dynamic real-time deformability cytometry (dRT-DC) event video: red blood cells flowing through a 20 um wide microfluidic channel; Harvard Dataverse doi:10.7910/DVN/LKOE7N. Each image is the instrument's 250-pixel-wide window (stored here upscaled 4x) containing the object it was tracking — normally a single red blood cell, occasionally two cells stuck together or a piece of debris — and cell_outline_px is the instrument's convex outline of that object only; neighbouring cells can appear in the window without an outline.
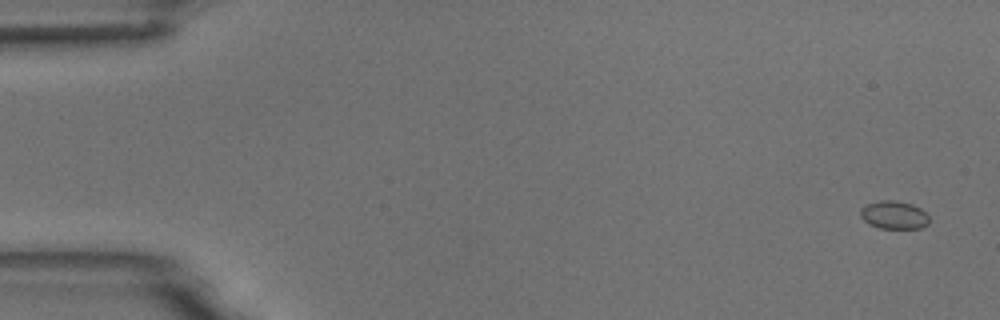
{"species": "common noctule bat (a hibernating species)", "species_latin": "Nyctalus noctula", "temperature_condition": "room temperature", "stored_images_in_passage": 6, "camera_frame_rate_fps": 3000, "um_per_image_px": 0.085, "animal": {"sex": "male", "body_mass_g": 18.8}, "frame": {"image": 1, "passage_image": 1, "time_ms": 0.0, "image_size_px": [1000, 320], "cell_outline_px": [[928, 224], [920, 228], [880, 228], [868, 224], [860, 216], [860, 208], [864, 204], [880, 200], [896, 200], [912, 204], [920, 208], [928, 216]], "centroid_in_image_um": [75.94, 18.26], "position_along_channel_um": 9.1, "area_um2": 11.33}}
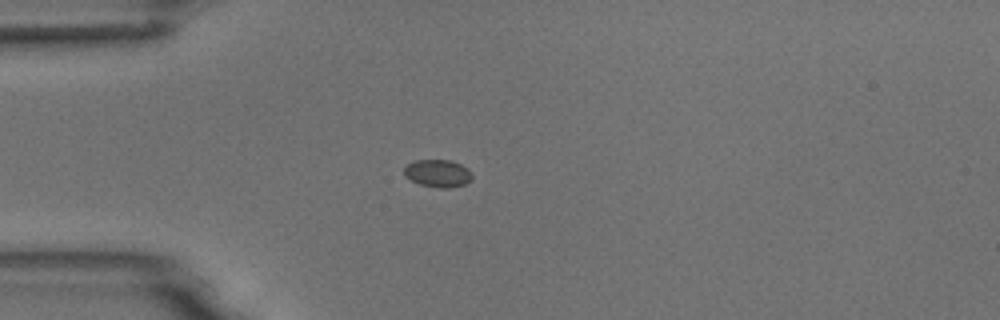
{"frame": {"image": 2, "passage_image": 4, "time_ms": 4.333, "image_size_px": [1000, 320], "cell_outline_px": [[472, 180], [464, 184], [452, 188], [440, 188], [420, 184], [404, 176], [404, 168], [408, 164], [416, 160], [452, 160], [468, 168], [472, 172]], "centroid_in_image_um": [37.25, 14.73], "position_along_channel_um": 47.8, "area_um2": 10.98}}